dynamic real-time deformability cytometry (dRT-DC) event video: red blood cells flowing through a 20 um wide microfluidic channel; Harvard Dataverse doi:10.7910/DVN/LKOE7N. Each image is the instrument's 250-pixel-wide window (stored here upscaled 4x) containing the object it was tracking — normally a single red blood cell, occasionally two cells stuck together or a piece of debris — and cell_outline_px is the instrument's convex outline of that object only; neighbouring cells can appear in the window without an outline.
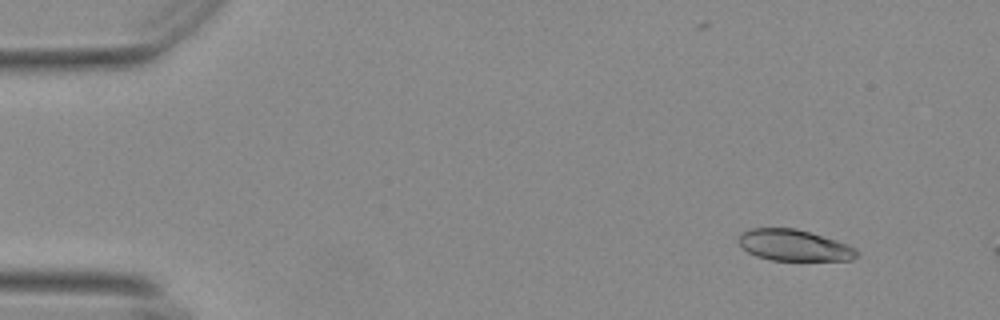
{"species": "Egyptian fruit bat (a non-hibernating species)", "species_latin": "Rousettus aegyptiacus", "temperature_condition": "warm", "stored_images_in_passage": 6, "segment_of_instrument_passage": [1, 2], "camera_frame_rate_fps": 3000, "um_per_image_px": 0.085, "animal": {"sex": "female"}, "frame": {"image": 1, "passage_image": 2, "time_ms": 0.333, "image_size_px": [1000, 320], "cell_outline_px": [[860, 256], [852, 260], [772, 260], [756, 256], [748, 252], [740, 244], [740, 232], [748, 228], [796, 228], [836, 240], [848, 244], [856, 248], [860, 252]], "centroid_in_image_um": [67.54, 20.85], "position_along_channel_um": 17.5, "area_um2": 21.62}}